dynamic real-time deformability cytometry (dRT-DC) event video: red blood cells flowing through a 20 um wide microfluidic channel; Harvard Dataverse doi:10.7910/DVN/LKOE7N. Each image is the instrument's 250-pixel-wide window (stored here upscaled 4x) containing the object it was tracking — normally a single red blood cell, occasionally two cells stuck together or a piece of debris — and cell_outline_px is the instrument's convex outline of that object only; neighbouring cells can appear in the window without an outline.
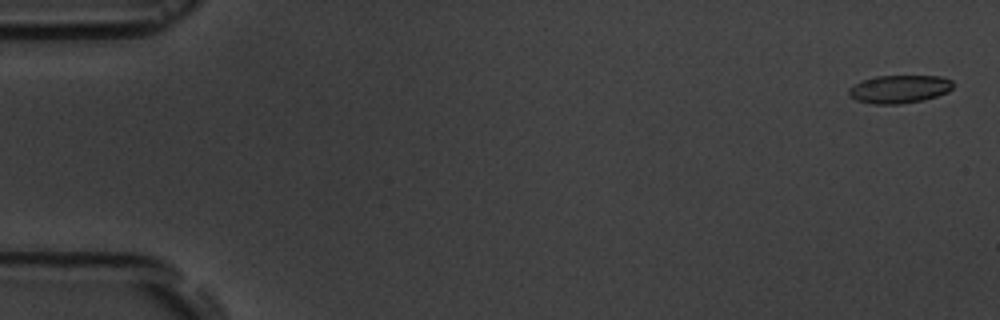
{"species": "common noctule bat (a hibernating species)", "species_latin": "Nyctalus noctula", "temperature_condition": "room temperature", "stored_images_in_passage": 6, "camera_frame_rate_fps": 3000, "um_per_image_px": 0.085, "animal": {"sex": "male", "body_mass_g": 19.5, "forearm_length_mm": 54.6}, "frame": {"image": 1, "passage_image": 1, "time_ms": 0.0, "image_size_px": [1000, 320], "cell_outline_px": [[952, 88], [948, 92], [924, 100], [900, 104], [872, 104], [856, 100], [848, 96], [848, 88], [864, 80], [876, 76], [940, 76], [952, 80]], "centroid_in_image_um": [76.43, 7.58], "position_along_channel_um": 8.6, "area_um2": 17.05}}
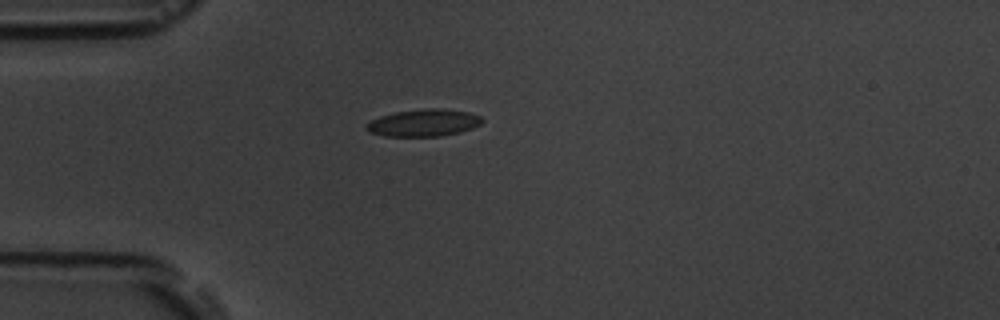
{"frame": {"image": 2, "passage_image": 5, "time_ms": 4.667, "image_size_px": [1000, 320], "cell_outline_px": [[484, 120], [480, 124], [472, 128], [460, 132], [440, 136], [384, 136], [372, 132], [364, 128], [372, 120], [380, 116], [396, 112], [424, 108], [440, 108], [468, 112], [480, 116]], "centroid_in_image_um": [36.04, 10.43], "position_along_channel_um": 49.0, "area_um2": 18.15}}